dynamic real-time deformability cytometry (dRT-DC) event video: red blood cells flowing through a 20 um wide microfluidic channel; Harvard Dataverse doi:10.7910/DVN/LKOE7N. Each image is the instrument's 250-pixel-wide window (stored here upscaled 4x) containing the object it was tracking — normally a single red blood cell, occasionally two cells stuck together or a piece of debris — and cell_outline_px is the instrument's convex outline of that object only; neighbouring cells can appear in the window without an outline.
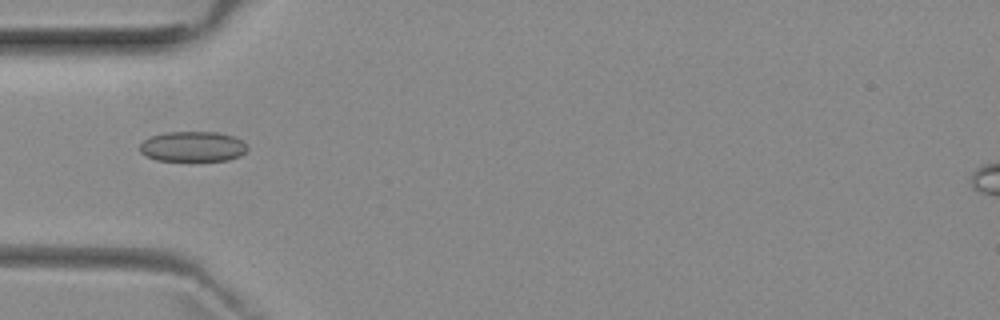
{"species": "common noctule bat (a hibernating species)", "species_latin": "Nyctalus noctula", "temperature_condition": "room temperature", "stored_images_in_passage": 5, "camera_frame_rate_fps": 3000, "um_per_image_px": 0.085, "animal": {"sex": "female", "body_mass_g": 29.2, "forearm_length_mm": 56.3}, "frame": {"image": 1, "passage_image": 5, "time_ms": 5.333, "image_size_px": [1000, 320], "cell_outline_px": [[248, 148], [240, 156], [228, 160], [156, 160], [144, 156], [140, 152], [140, 144], [144, 140], [152, 136], [164, 132], [216, 132], [232, 136], [248, 144]], "centroid_in_image_um": [16.37, 12.45], "position_along_channel_um": 68.6, "area_um2": 18.9}}